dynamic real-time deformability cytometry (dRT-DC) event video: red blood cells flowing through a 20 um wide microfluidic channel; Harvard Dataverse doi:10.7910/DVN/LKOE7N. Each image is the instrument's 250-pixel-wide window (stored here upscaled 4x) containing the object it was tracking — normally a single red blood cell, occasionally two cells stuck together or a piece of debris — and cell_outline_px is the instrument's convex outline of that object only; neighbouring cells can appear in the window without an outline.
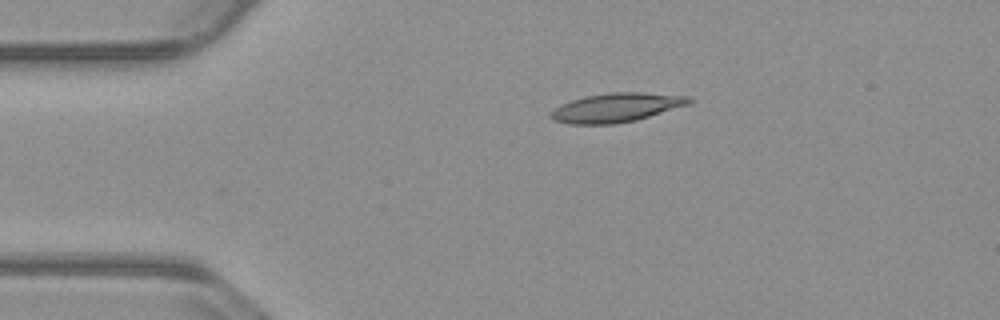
{"species": "common noctule bat (a hibernating species)", "species_latin": "Nyctalus noctula", "temperature_condition": "warm", "stored_images_in_passage": 2, "camera_frame_rate_fps": 3000, "um_per_image_px": 0.085, "animal": {"sex": "male", "body_mass_g": 23.1, "forearm_length_mm": 52.7}, "frame": {"image": 1, "passage_image": 2, "time_ms": 0.333, "image_size_px": [1000, 320], "cell_outline_px": [[692, 100], [688, 104], [636, 120], [612, 124], [568, 124], [556, 120], [548, 116], [548, 112], [560, 104], [584, 96], [612, 92], [640, 92], [692, 96]], "centroid_in_image_um": [52.35, 9.14], "position_along_channel_um": 32.7, "area_um2": 23.35}}